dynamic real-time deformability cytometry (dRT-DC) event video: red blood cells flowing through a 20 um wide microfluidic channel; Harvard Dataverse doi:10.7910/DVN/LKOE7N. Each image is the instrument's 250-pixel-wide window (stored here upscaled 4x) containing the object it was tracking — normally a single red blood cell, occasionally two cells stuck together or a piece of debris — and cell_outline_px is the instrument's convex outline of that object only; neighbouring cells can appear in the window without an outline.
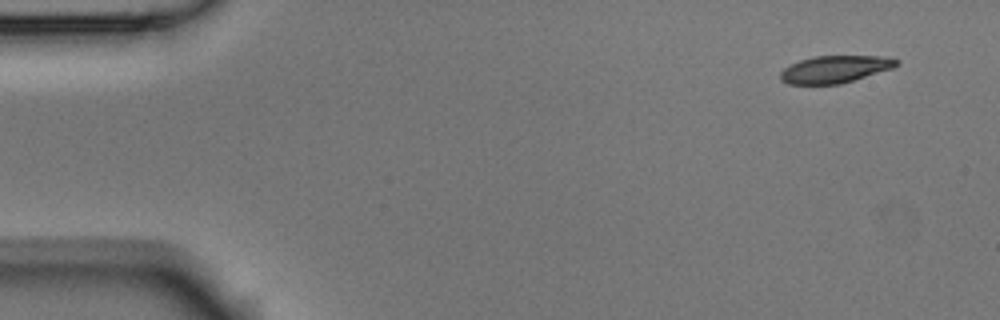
{"species": "Egyptian fruit bat (a non-hibernating species)", "species_latin": "Rousettus aegyptiacus", "temperature_condition": "room temperature", "stored_images_in_passage": 5, "segment_of_instrument_passage": [1, 2], "camera_frame_rate_fps": 3000, "um_per_image_px": 0.085, "animal": {"sex": "male"}, "frame": {"image": 1, "passage_image": 1, "time_ms": 0.0, "image_size_px": [1000, 320], "cell_outline_px": [[900, 64], [892, 68], [840, 84], [788, 84], [780, 80], [780, 72], [784, 68], [800, 60], [816, 56], [880, 56], [900, 60]], "centroid_in_image_um": [70.96, 5.88], "position_along_channel_um": 14.0, "area_um2": 18.26}}
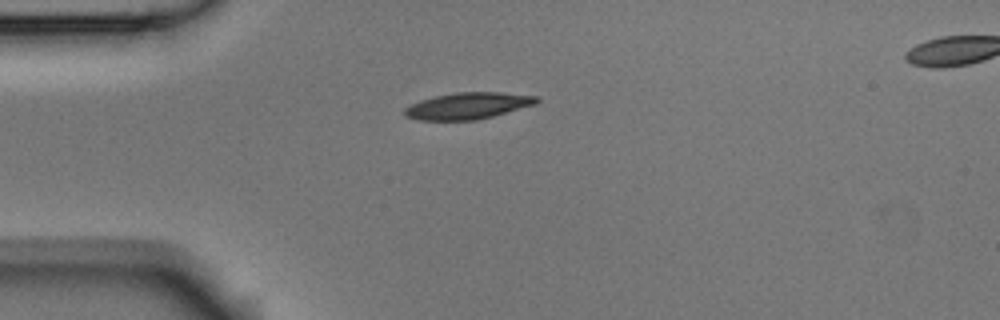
{"frame": {"image": 2, "passage_image": 4, "time_ms": 1.0, "image_size_px": [1000, 320], "cell_outline_px": [[540, 100], [536, 104], [492, 116], [476, 120], [420, 120], [404, 116], [404, 108], [420, 100], [436, 96], [456, 92], [500, 92], [540, 96]], "centroid_in_image_um": [39.79, 8.99], "position_along_channel_um": 45.2, "area_um2": 20.4}}